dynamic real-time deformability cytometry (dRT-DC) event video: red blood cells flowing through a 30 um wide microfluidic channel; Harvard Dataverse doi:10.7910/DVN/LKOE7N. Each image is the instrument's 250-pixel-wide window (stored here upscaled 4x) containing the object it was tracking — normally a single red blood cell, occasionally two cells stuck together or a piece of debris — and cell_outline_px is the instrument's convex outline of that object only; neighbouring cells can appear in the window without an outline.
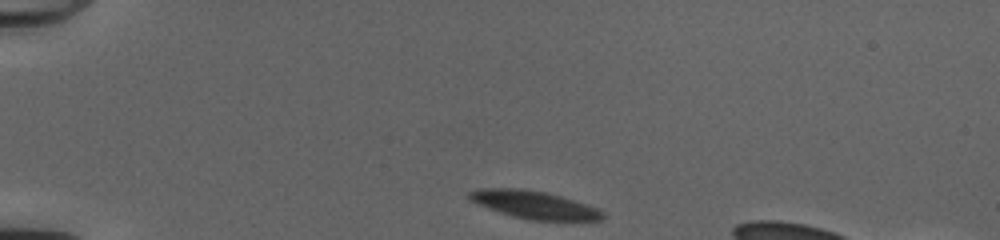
{"species": "common noctule bat (a hibernating species)", "species_latin": "Nyctalus noctula", "temperature_condition": "cold", "stored_images_in_passage": 43, "camera_frame_rate_fps": 3000, "um_per_image_px": 0.085, "animal": {"sex": "female", "body_mass_g": 20.0, "forearm_length_mm": 54.0}, "frame": {"image": 1, "passage_image": 1, "time_ms": 0.0, "image_size_px": [1000, 240], "cell_outline_px": [[604, 216], [600, 220], [532, 220], [512, 216], [488, 208], [468, 200], [468, 192], [480, 188], [520, 188], [544, 192], [560, 196], [596, 208], [604, 212]], "centroid_in_image_um": [45.34, 17.4], "position_along_channel_um": 39.7, "area_um2": 21.27}}
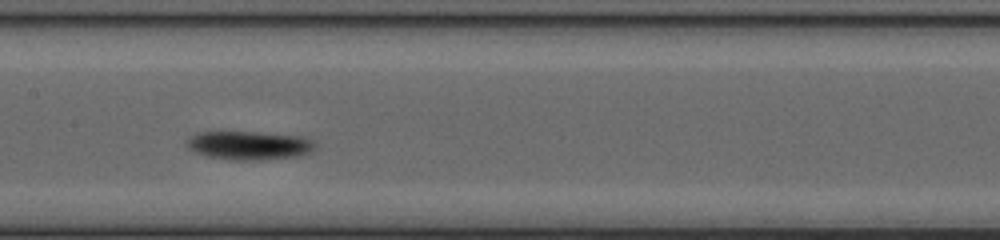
{"frame": {"image": 2, "passage_image": 17, "time_ms": 5.333, "image_size_px": [1000, 240], "cell_outline_px": [[316, 148], [308, 152], [296, 156], [260, 160], [236, 160], [208, 156], [196, 152], [188, 148], [188, 140], [192, 136], [200, 132], [256, 132], [304, 136], [312, 140], [316, 144]], "centroid_in_image_um": [21.23, 12.35], "position_along_channel_um": 186.2, "area_um2": 21.15}}
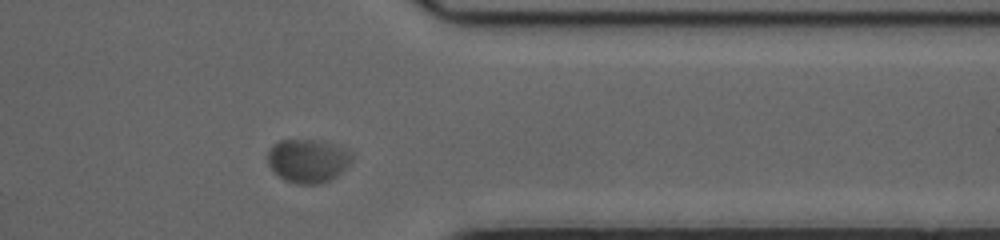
{"frame": {"image": 3, "passage_image": 33, "time_ms": 10.667, "image_size_px": [1000, 240], "cell_outline_px": [[352, 160], [332, 180], [324, 184], [296, 184], [284, 180], [268, 164], [268, 152], [272, 144], [280, 140], [320, 140], [336, 144], [352, 152]], "centroid_in_image_um": [26.18, 13.66], "position_along_channel_um": 385.2, "area_um2": 21.5}, "authors_computed_cell_mechanics": {"area_um2": 21.5016, "velocity_mm_per_s": 3.8287, "shape_relaxation_time_tau1_ms": 5.9177, "shape_relaxation_time_tau2_ms": 0.9036, "deformation_change_tau1": 0.1048, "deformation_change_tau2": 0.0239}}